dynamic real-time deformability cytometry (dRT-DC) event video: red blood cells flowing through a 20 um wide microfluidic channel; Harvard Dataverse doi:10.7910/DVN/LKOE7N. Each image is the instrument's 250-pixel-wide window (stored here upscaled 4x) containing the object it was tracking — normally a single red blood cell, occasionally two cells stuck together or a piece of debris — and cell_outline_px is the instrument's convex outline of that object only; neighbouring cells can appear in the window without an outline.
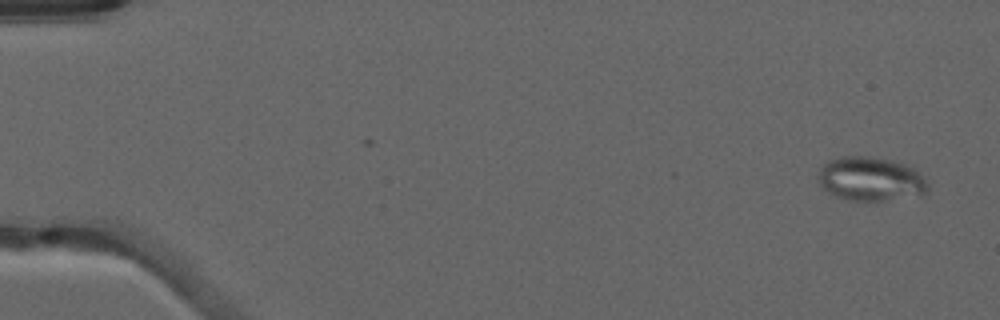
{"species": "common noctule bat (a hibernating species)", "species_latin": "Nyctalus noctula", "temperature_condition": "warm", "stored_images_in_passage": 12, "camera_frame_rate_fps": 3000, "um_per_image_px": 0.085, "animal": {"sex": "male", "forearm_length_mm": 52.5}, "frame": {"image": 1, "passage_image": 3, "time_ms": 0.667, "image_size_px": [1000, 320], "cell_outline_px": [[928, 192], [920, 196], [884, 200], [852, 200], [836, 196], [828, 192], [820, 184], [816, 176], [820, 168], [828, 160], [840, 156], [872, 156], [892, 160], [904, 164], [912, 168], [924, 176], [928, 184]], "centroid_in_image_um": [74.01, 15.2], "position_along_channel_um": 11.0, "area_um2": 28.32}}